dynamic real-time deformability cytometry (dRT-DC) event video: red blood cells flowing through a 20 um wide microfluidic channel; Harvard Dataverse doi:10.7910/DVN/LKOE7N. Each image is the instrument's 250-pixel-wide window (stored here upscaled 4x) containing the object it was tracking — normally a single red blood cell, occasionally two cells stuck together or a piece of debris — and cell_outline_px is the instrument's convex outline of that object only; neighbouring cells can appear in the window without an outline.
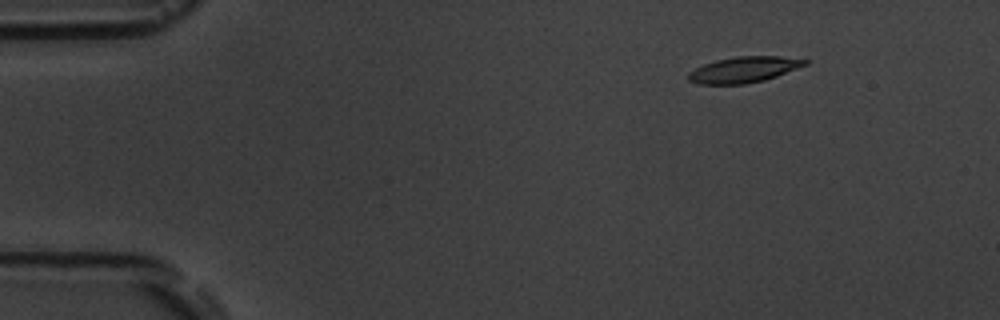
{"species": "common noctule bat (a hibernating species)", "species_latin": "Nyctalus noctula", "temperature_condition": "room temperature", "stored_images_in_passage": 7, "camera_frame_rate_fps": 3000, "um_per_image_px": 0.085, "animal": {"sex": "male", "body_mass_g": 19.5, "forearm_length_mm": 54.6}, "frame": {"image": 1, "passage_image": 3, "time_ms": 2.0, "image_size_px": [1000, 320], "cell_outline_px": [[812, 60], [808, 64], [776, 76], [764, 80], [744, 84], [700, 84], [688, 80], [688, 72], [704, 64], [716, 60], [736, 56], [780, 56]], "centroid_in_image_um": [63.25, 5.91], "position_along_channel_um": 21.7, "area_um2": 17.57}}
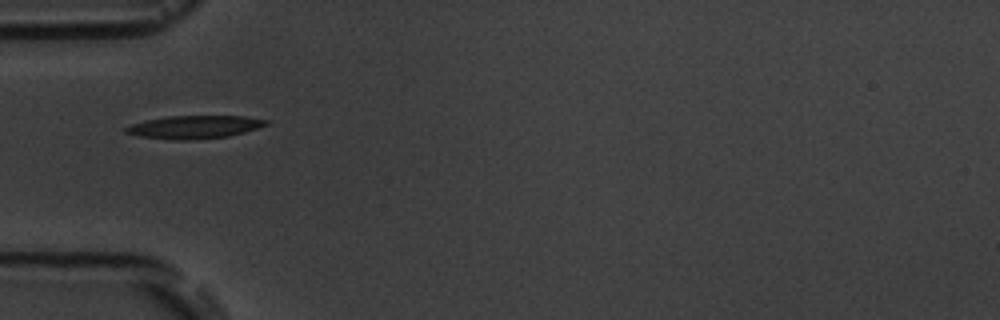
{"frame": {"image": 2, "passage_image": 6, "time_ms": 5.667, "image_size_px": [1000, 320], "cell_outline_px": [[272, 120], [268, 124], [244, 132], [228, 136], [192, 140], [172, 140], [140, 136], [124, 132], [124, 128], [132, 124], [148, 120], [168, 116], [244, 116]], "centroid_in_image_um": [16.55, 10.79], "position_along_channel_um": 68.4, "area_um2": 18.73}}
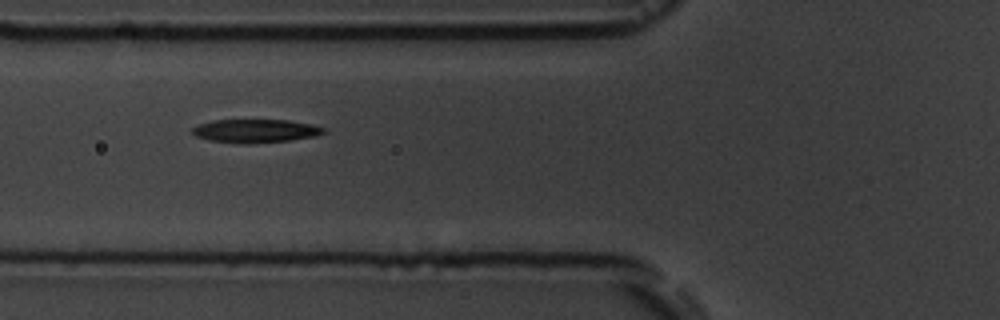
{"frame": {"image": 3, "passage_image": 7, "time_ms": 6.667, "image_size_px": [1000, 320], "cell_outline_px": [[328, 132], [316, 136], [288, 140], [248, 144], [240, 144], [208, 140], [196, 136], [192, 132], [192, 128], [200, 124], [212, 120], [292, 120], [312, 124], [324, 128]], "centroid_in_image_um": [21.74, 11.13], "position_along_channel_um": 104.1, "area_um2": 18.03}}